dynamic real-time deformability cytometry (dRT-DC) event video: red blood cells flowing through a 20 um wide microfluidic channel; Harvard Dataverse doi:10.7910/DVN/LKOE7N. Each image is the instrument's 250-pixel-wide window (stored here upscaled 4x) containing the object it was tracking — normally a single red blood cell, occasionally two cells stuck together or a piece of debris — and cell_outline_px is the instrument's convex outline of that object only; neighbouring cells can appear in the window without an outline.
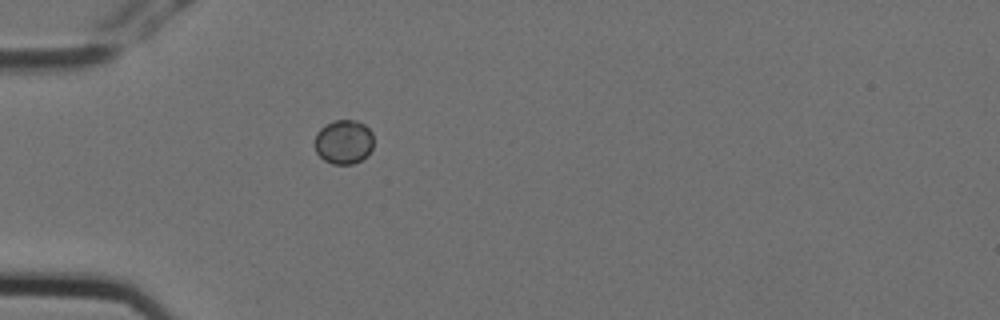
{"species": "Egyptian fruit bat (a non-hibernating species)", "species_latin": "Rousettus aegyptiacus", "temperature_condition": "cold", "stored_images_in_passage": 1, "camera_frame_rate_fps": 3000, "um_per_image_px": 0.085, "animal": {"sex": "female"}, "frame": {"image": 1, "passage_image": 1, "time_ms": 0.0, "image_size_px": [1000, 320], "cell_outline_px": [[372, 148], [368, 156], [352, 164], [332, 164], [324, 160], [316, 152], [316, 132], [324, 124], [336, 120], [356, 120], [364, 124], [372, 132]], "centroid_in_image_um": [29.22, 12.06], "position_along_channel_um": 55.8, "area_um2": 15.2}}